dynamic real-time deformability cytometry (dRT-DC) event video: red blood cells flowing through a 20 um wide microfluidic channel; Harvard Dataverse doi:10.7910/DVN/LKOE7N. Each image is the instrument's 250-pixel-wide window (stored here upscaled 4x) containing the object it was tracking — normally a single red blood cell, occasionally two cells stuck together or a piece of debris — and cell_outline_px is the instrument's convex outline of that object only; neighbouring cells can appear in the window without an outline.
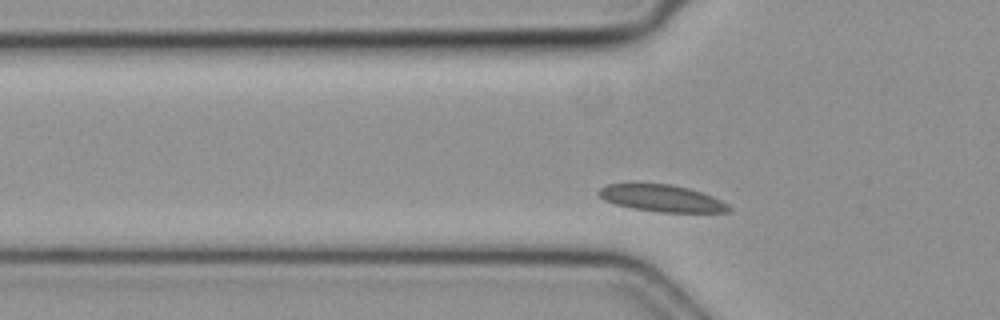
{"species": "common noctule bat (a hibernating species)", "species_latin": "Nyctalus noctula", "temperature_condition": "cold", "stored_images_in_passage": 31, "camera_frame_rate_fps": 3000, "um_per_image_px": 0.085, "animal": {"sex": "female", "body_mass_g": 19.3, "forearm_length_mm": 54.1}, "frame": {"image": 1, "passage_image": 3, "time_ms": 0.667, "image_size_px": [1000, 320], "cell_outline_px": [[728, 208], [724, 212], [668, 212], [640, 208], [620, 204], [608, 200], [600, 196], [600, 192], [604, 188], [612, 184], [668, 184], [700, 192], [724, 204]], "centroid_in_image_um": [56.25, 16.84], "position_along_channel_um": 69.5, "area_um2": 18.61}}
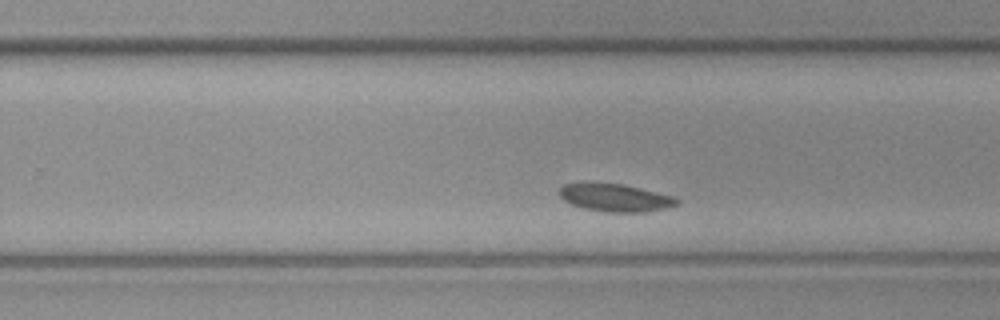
{"frame": {"image": 2, "passage_image": 19, "time_ms": 6.0, "image_size_px": [1000, 320], "cell_outline_px": [[676, 204], [660, 208], [636, 212], [612, 212], [588, 208], [572, 204], [560, 196], [560, 188], [564, 184], [620, 184], [668, 196], [676, 200]], "centroid_in_image_um": [52.19, 16.81], "position_along_channel_um": 277.6, "area_um2": 17.4}}
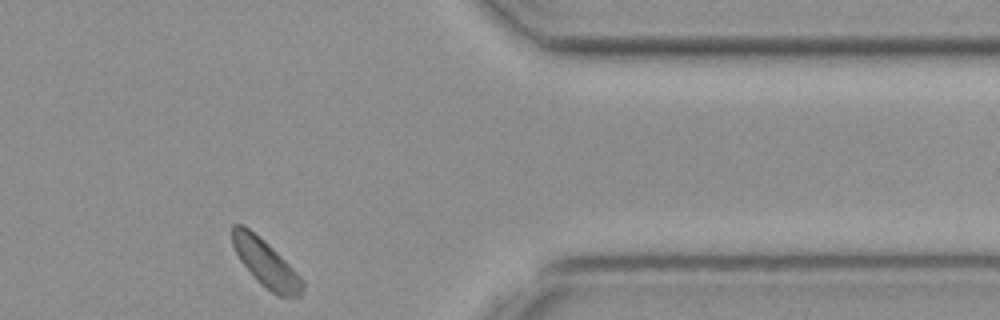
{"frame": {"image": 3, "passage_image": 29, "time_ms": 9.333, "image_size_px": [1000, 320], "cell_outline_px": [[304, 284], [300, 296], [280, 296], [272, 292], [240, 260], [232, 244], [232, 224], [240, 224], [248, 228]], "centroid_in_image_um": [22.5, 22.38], "position_along_channel_um": 388.9, "area_um2": 16.94}}